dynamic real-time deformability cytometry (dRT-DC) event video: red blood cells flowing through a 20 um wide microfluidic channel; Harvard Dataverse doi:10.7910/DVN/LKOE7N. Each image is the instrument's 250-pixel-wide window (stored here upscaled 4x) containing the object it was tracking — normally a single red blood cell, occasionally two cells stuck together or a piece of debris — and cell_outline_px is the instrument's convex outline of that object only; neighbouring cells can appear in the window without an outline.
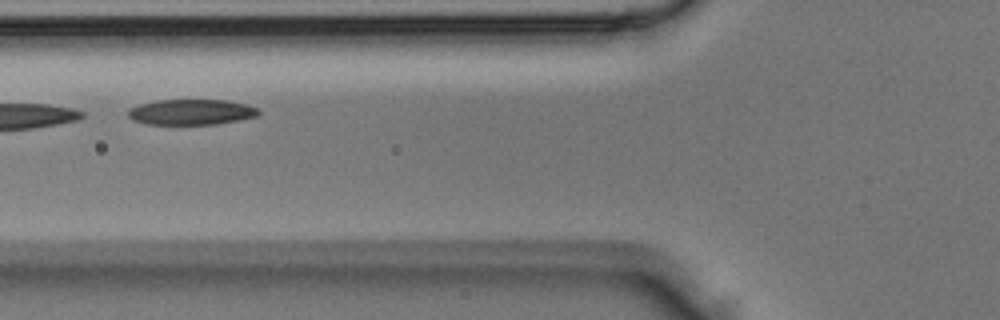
{"species": "Egyptian fruit bat (a non-hibernating species)", "species_latin": "Rousettus aegyptiacus", "temperature_condition": "room temperature", "stored_images_in_passage": 3, "camera_frame_rate_fps": 3000, "um_per_image_px": 0.085, "animal": {"sex": "male"}, "frame": {"image": 1, "passage_image": 3, "time_ms": 0.667, "image_size_px": [1000, 320], "cell_outline_px": [[260, 112], [256, 116], [240, 120], [216, 124], [144, 124], [132, 120], [128, 116], [128, 108], [140, 104], [156, 100], [224, 100], [248, 104], [256, 108]], "centroid_in_image_um": [16.23, 9.52], "position_along_channel_um": 109.6, "area_um2": 19.48}}